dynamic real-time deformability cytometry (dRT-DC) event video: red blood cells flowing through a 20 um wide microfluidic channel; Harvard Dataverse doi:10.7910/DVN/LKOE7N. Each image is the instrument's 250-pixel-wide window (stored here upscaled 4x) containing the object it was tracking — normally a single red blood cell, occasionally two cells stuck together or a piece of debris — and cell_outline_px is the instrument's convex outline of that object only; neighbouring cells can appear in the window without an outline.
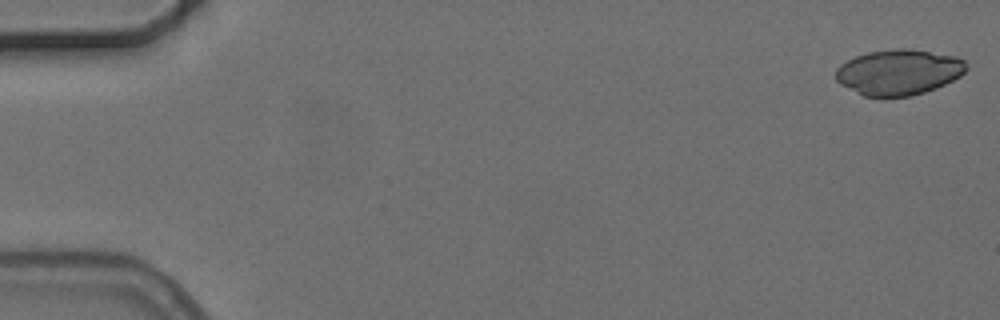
{"species": "common noctule bat (a hibernating species)", "species_latin": "Nyctalus noctula", "temperature_condition": "cold", "stored_images_in_passage": 2, "camera_frame_rate_fps": 3000, "um_per_image_px": 0.085, "animal": {"sex": "female", "body_mass_g": 24.6, "forearm_length_mm": 56.2}, "frame": {"image": 1, "passage_image": 1, "time_ms": 0.0, "image_size_px": [1000, 320], "cell_outline_px": [[968, 68], [960, 76], [936, 88], [912, 96], [864, 96], [840, 84], [836, 80], [836, 68], [840, 64], [856, 56], [868, 52], [896, 48], [908, 48], [956, 56], [964, 60]], "centroid_in_image_um": [76.39, 6.12], "position_along_channel_um": 8.6, "area_um2": 34.56}}